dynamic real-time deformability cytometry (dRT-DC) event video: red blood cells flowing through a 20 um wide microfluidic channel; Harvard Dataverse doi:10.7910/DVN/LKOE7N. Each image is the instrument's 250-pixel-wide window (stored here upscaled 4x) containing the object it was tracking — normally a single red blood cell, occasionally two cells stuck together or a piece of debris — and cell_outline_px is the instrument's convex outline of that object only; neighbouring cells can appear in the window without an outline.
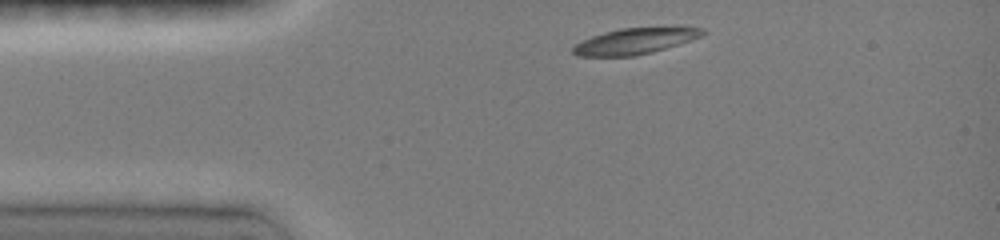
{"species": "common noctule bat (a hibernating species)", "species_latin": "Nyctalus noctula", "temperature_condition": "room temperature", "stored_images_in_passage": 14, "camera_frame_rate_fps": 3000, "um_per_image_px": 0.085, "animal": {"sex": "female", "body_mass_g": 19.0, "forearm_length_mm": 51.5}, "frame": {"image": 1, "passage_image": 1, "time_ms": 0.0, "image_size_px": [1000, 240], "cell_outline_px": [[708, 32], [700, 36], [652, 52], [636, 56], [576, 56], [572, 52], [572, 48], [576, 44], [592, 36], [604, 32], [620, 28], [676, 24], [704, 28]], "centroid_in_image_um": [54.06, 3.43], "position_along_channel_um": 30.9, "area_um2": 20.29}}
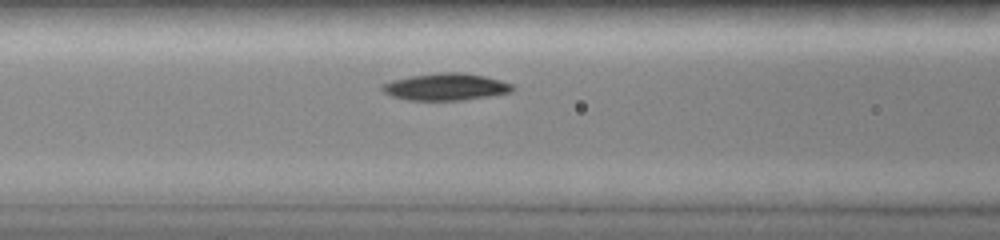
{"frame": {"image": 2, "passage_image": 7, "time_ms": 3.333, "image_size_px": [1000, 240], "cell_outline_px": [[516, 88], [512, 92], [488, 96], [460, 100], [408, 100], [392, 96], [384, 92], [380, 88], [384, 84], [392, 80], [408, 76], [440, 72], [460, 72], [484, 76], [500, 80], [512, 84]], "centroid_in_image_um": [37.9, 7.37], "position_along_channel_um": 128.7, "area_um2": 20.46}}
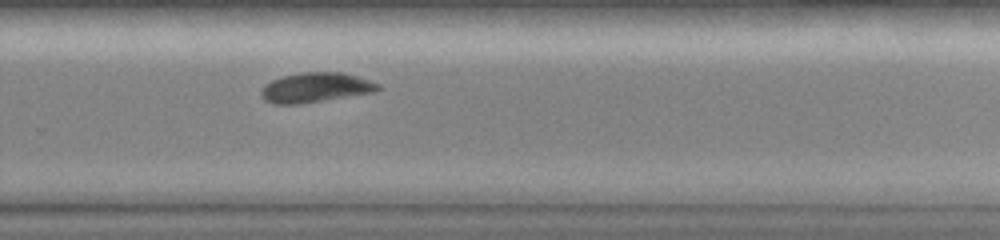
{"frame": {"image": 3, "passage_image": 14, "time_ms": 7.667, "image_size_px": [1000, 240], "cell_outline_px": [[380, 88], [372, 92], [300, 104], [272, 104], [264, 100], [260, 96], [260, 92], [264, 84], [280, 76], [300, 72], [340, 72], [356, 76], [380, 84]], "centroid_in_image_um": [26.73, 7.44], "position_along_channel_um": 303.1, "area_um2": 20.23}}